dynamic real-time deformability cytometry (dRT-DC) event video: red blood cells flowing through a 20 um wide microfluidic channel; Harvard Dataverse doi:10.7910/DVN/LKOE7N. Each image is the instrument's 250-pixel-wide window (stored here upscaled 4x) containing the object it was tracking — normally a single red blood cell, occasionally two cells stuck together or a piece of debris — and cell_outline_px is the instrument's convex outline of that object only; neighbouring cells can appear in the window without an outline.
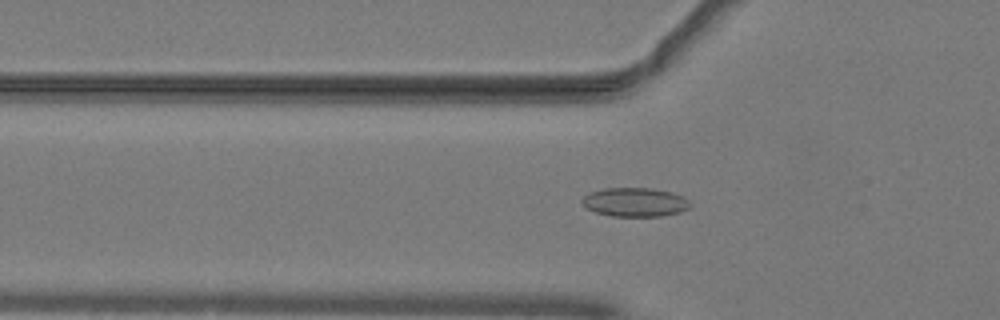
{"species": "common noctule bat (a hibernating species)", "species_latin": "Nyctalus noctula", "temperature_condition": "warm", "stored_images_in_passage": 38, "camera_frame_rate_fps": 3000, "um_per_image_px": 0.085, "animal": {"sex": "male", "body_mass_g": 19.2, "forearm_length_mm": 51.8}, "frame": {"image": 1, "passage_image": 11, "time_ms": 3.333, "image_size_px": [1000, 320], "cell_outline_px": [[692, 204], [688, 208], [680, 212], [660, 216], [612, 216], [596, 212], [588, 208], [580, 200], [588, 192], [604, 188], [652, 188], [672, 192], [684, 196]], "centroid_in_image_um": [53.98, 17.17], "position_along_channel_um": 71.8, "area_um2": 18.26}}
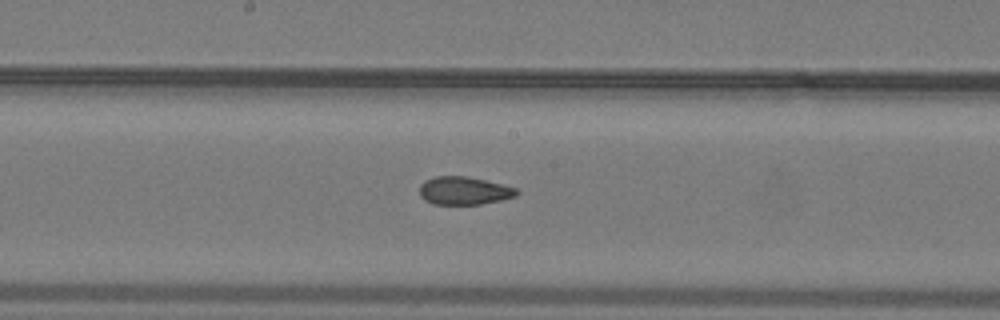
{"frame": {"image": 2, "passage_image": 21, "time_ms": 6.667, "image_size_px": [1000, 320], "cell_outline_px": [[520, 192], [516, 196], [500, 200], [480, 204], [432, 204], [424, 200], [420, 196], [420, 184], [424, 180], [436, 176], [464, 176], [484, 180], [516, 188]], "centroid_in_image_um": [39.41, 16.21], "position_along_channel_um": 208.8, "area_um2": 15.78}}
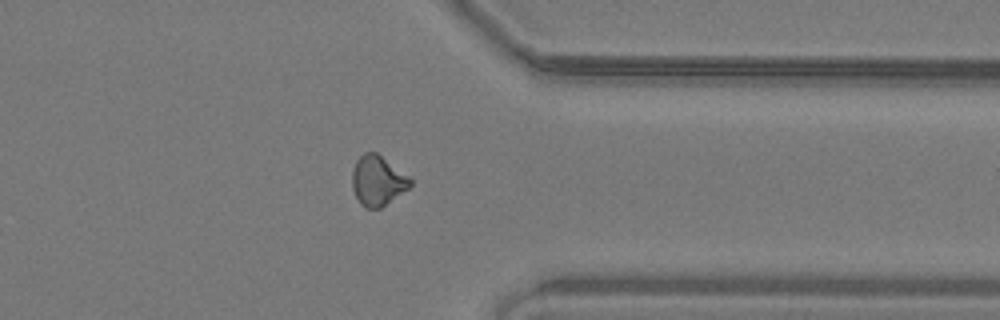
{"frame": {"image": 3, "passage_image": 34, "time_ms": 11.0, "image_size_px": [1000, 320], "cell_outline_px": [[412, 184], [408, 188], [380, 208], [364, 208], [360, 204], [352, 188], [352, 172], [356, 160], [364, 152], [376, 152], [408, 176], [412, 180]], "centroid_in_image_um": [32.07, 15.35], "position_along_channel_um": 379.3, "area_um2": 16.7}, "authors_computed_cell_mechanics": {"area_um2": 16.7909, "velocity_mm_per_s": 4.0887, "shape_relaxation_time_tau1_ms": null, "shape_relaxation_time_tau2_ms": 3.1556, "deformation_change_tau1": null, "deformation_change_tau2": 0.0758}}